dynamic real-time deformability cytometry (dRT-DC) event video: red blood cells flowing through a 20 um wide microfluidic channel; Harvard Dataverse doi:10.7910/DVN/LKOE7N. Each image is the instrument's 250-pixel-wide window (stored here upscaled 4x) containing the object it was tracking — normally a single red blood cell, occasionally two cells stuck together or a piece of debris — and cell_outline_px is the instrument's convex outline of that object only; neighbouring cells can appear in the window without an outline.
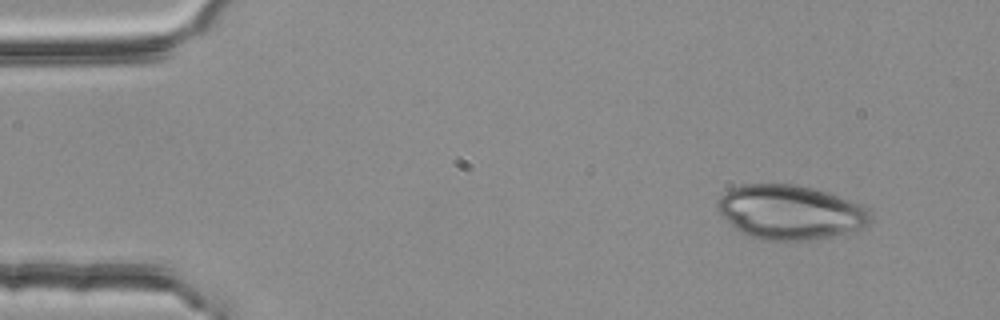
{"species": "common noctule bat (a hibernating species)", "species_latin": "Nyctalus noctula", "temperature_condition": "room temperature", "stored_images_in_passage": 3, "camera_frame_rate_fps": 3000, "um_per_image_px": 0.085, "animal": {"sex": "female", "body_mass_g": 25.1}, "frame": {"image": 1, "passage_image": 1, "time_ms": 0.0, "image_size_px": [1000, 320], "cell_outline_px": [[872, 220], [856, 228], [832, 236], [808, 240], [764, 240], [748, 236], [740, 232], [716, 208], [716, 204], [720, 196], [724, 192], [732, 188], [744, 184], [796, 184], [828, 192], [860, 204], [868, 208], [872, 216]], "centroid_in_image_um": [67.13, 18.02], "position_along_channel_um": 17.9, "area_um2": 47.97}}